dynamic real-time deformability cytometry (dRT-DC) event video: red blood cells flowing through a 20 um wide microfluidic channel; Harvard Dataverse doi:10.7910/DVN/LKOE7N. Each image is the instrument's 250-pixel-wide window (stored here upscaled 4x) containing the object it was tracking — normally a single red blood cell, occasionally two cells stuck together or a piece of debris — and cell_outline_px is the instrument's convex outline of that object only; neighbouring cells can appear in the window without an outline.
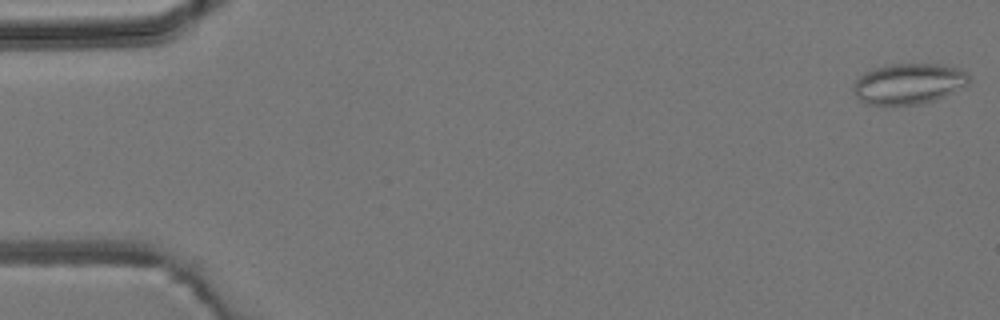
{"species": "common noctule bat (a hibernating species)", "species_latin": "Nyctalus noctula", "temperature_condition": "room temperature", "stored_images_in_passage": 6, "camera_frame_rate_fps": 3000, "um_per_image_px": 0.085, "animal": {"sex": "male", "body_mass_g": 19.2, "forearm_length_mm": 51.8}, "frame": {"image": 1, "passage_image": 1, "time_ms": 0.0, "image_size_px": [1000, 320], "cell_outline_px": [[972, 80], [968, 84], [944, 96], [920, 104], [864, 104], [852, 92], [852, 84], [864, 72], [876, 68], [892, 64], [944, 64], [960, 68], [968, 72], [972, 76]], "centroid_in_image_um": [77.26, 7.1], "position_along_channel_um": 7.7, "area_um2": 27.57}}